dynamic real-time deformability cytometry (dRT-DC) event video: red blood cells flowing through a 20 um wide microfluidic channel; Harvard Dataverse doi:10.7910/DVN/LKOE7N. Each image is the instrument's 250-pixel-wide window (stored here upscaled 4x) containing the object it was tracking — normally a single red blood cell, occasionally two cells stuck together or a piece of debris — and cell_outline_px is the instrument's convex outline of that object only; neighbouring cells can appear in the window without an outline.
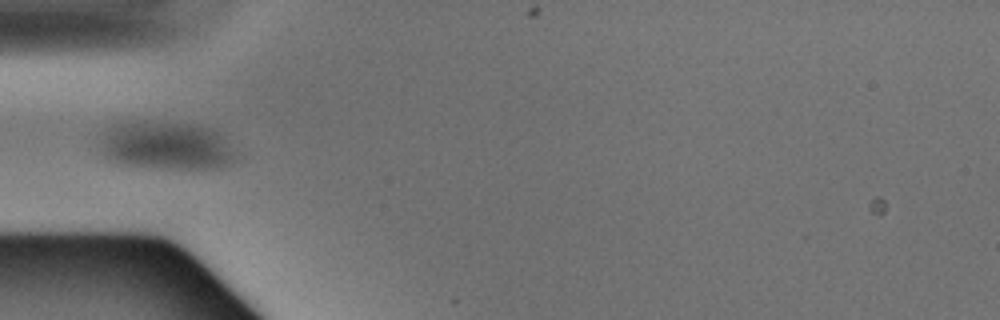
{"species": "Egyptian fruit bat (a non-hibernating species)", "species_latin": "Rousettus aegyptiacus", "temperature_condition": "warm", "stored_images_in_passage": 10, "camera_frame_rate_fps": 3000, "um_per_image_px": 0.085, "animal": {"sex": "male"}, "frame": {"image": 1, "passage_image": 6, "time_ms": 1.667, "image_size_px": [1000, 320], "cell_outline_px": [[236, 160], [220, 168], [164, 168], [120, 164], [108, 160], [100, 148], [104, 132], [108, 128], [116, 124], [144, 120], [200, 124], [212, 128], [220, 132], [236, 156]], "centroid_in_image_um": [14.14, 12.35], "position_along_channel_um": 70.9, "area_um2": 38.44}}